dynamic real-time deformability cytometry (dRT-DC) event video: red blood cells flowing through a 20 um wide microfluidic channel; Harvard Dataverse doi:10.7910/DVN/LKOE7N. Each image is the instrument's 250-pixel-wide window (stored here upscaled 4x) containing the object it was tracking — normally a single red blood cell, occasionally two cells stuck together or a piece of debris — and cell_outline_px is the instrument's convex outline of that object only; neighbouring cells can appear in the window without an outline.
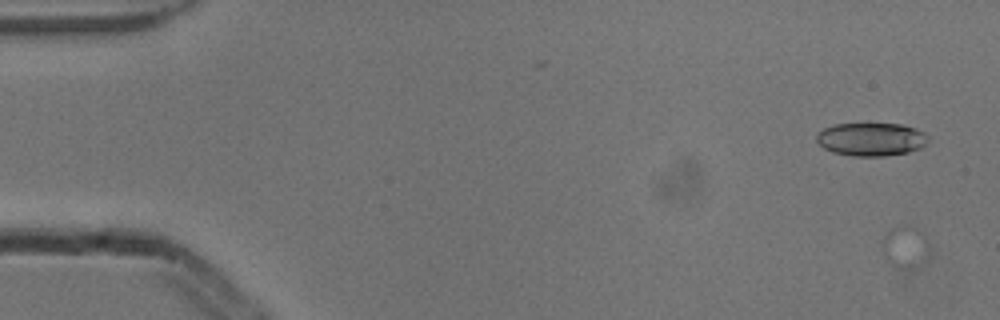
{"species": "common noctule bat (a hibernating species)", "species_latin": "Nyctalus noctula", "temperature_condition": "cold", "stored_images_in_passage": 6, "segment_of_instrument_passage": [1, 2], "camera_frame_rate_fps": 3000, "um_per_image_px": 0.085, "animal": {"sex": "male", "body_mass_g": 13.3}, "frame": {"image": 1, "passage_image": 1, "time_ms": 0.0, "image_size_px": [1000, 320], "cell_outline_px": [[928, 252], [920, 264], [916, 268], [900, 268], [892, 264], [888, 260], [880, 244], [884, 236], [892, 228], [904, 224], [908, 224], [924, 232], [928, 244]], "centroid_in_image_um": [76.94, 20.94], "position_along_channel_um": 8.1, "area_um2": 11.44}}